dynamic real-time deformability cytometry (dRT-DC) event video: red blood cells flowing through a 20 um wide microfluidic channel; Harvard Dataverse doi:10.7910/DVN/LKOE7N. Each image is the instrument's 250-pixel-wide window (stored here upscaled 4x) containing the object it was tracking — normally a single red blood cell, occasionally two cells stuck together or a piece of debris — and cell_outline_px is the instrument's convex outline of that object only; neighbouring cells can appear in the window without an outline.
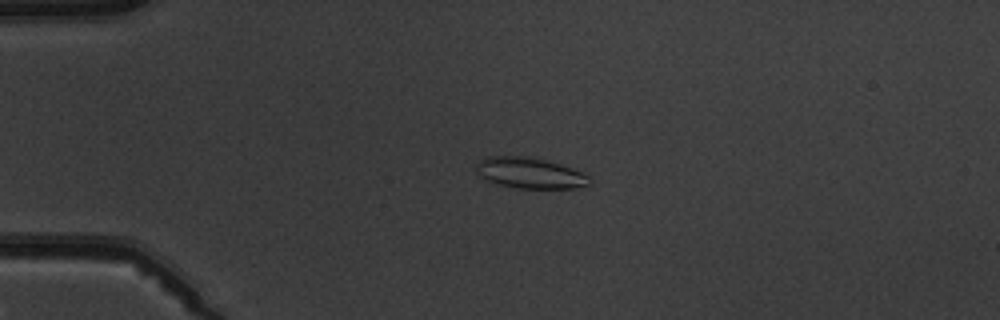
{"species": "common noctule bat (a hibernating species)", "species_latin": "Nyctalus noctula", "temperature_condition": "warm", "stored_images_in_passage": 5, "camera_frame_rate_fps": 3000, "um_per_image_px": 0.085, "animal": {"sex": "male", "body_mass_g": 19.5, "forearm_length_mm": 54.6}, "frame": {"image": 1, "passage_image": 3, "time_ms": 2.333, "image_size_px": [1000, 320], "cell_outline_px": [[592, 184], [576, 188], [516, 188], [496, 184], [480, 176], [476, 172], [476, 160], [488, 156], [532, 156], [560, 164], [584, 172], [592, 180]], "centroid_in_image_um": [45.04, 14.7], "position_along_channel_um": 40.0, "area_um2": 20.75}}
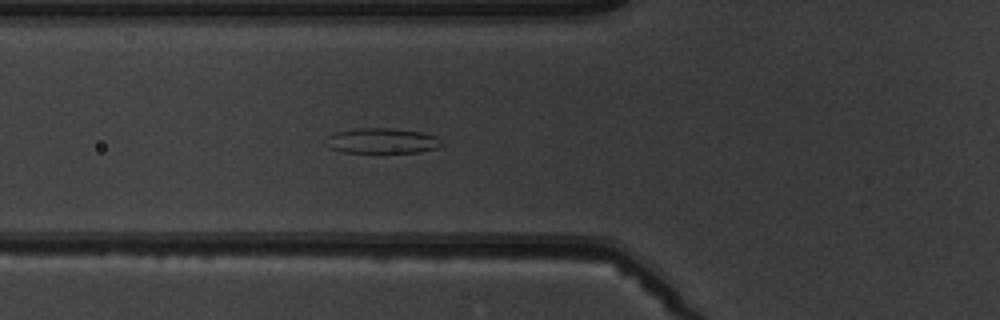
{"frame": {"image": 2, "passage_image": 5, "time_ms": 4.667, "image_size_px": [1000, 320], "cell_outline_px": [[444, 144], [436, 148], [420, 152], [344, 152], [328, 148], [328, 136], [336, 132], [360, 128], [392, 128], [420, 132], [436, 136], [444, 140]], "centroid_in_image_um": [32.54, 11.97], "position_along_channel_um": 93.3, "area_um2": 16.94}}